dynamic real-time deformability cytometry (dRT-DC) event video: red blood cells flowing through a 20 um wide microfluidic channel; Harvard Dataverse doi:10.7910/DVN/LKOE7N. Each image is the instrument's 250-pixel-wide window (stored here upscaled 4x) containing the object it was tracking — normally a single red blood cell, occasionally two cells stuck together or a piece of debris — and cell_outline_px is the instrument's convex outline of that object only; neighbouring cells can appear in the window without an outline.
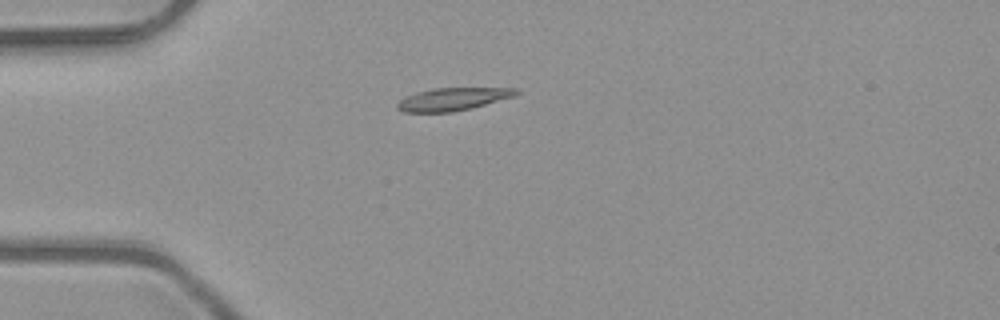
{"species": "common noctule bat (a hibernating species)", "species_latin": "Nyctalus noctula", "temperature_condition": "room temperature", "stored_images_in_passage": 5, "camera_frame_rate_fps": 3000, "um_per_image_px": 0.085, "animal": {"sex": "male", "body_mass_g": 23.1, "forearm_length_mm": 52.7}, "frame": {"image": 1, "passage_image": 4, "time_ms": 1.0, "image_size_px": [1000, 320], "cell_outline_px": [[520, 92], [516, 96], [472, 108], [452, 112], [404, 112], [396, 108], [396, 104], [404, 96], [432, 88], [520, 88]], "centroid_in_image_um": [38.51, 8.42], "position_along_channel_um": 46.5, "area_um2": 15.9}}